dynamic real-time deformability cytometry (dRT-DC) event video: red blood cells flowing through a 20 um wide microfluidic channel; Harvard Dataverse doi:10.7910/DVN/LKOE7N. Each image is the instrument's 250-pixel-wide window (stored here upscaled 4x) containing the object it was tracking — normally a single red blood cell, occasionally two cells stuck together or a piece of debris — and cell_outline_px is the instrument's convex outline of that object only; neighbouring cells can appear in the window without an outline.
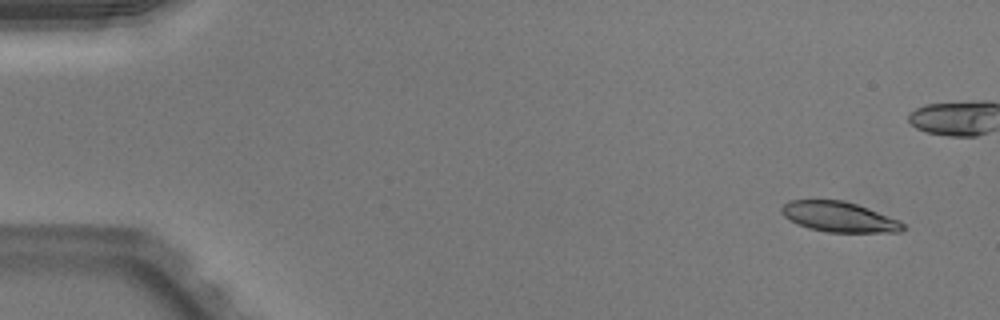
{"species": "Egyptian fruit bat (a non-hibernating species)", "species_latin": "Rousettus aegyptiacus", "temperature_condition": "warm", "stored_images_in_passage": 50, "camera_frame_rate_fps": 3000, "um_per_image_px": 0.085, "animal": {"sex": "male"}, "frame": {"image": 1, "passage_image": 1, "time_ms": 0.0, "image_size_px": [1000, 320], "cell_outline_px": [[908, 228], [900, 232], [824, 232], [808, 228], [796, 224], [784, 216], [780, 212], [780, 208], [788, 200], [844, 200], [868, 208], [900, 220]], "centroid_in_image_um": [71.32, 18.44], "position_along_channel_um": 13.7, "area_um2": 21.62}}
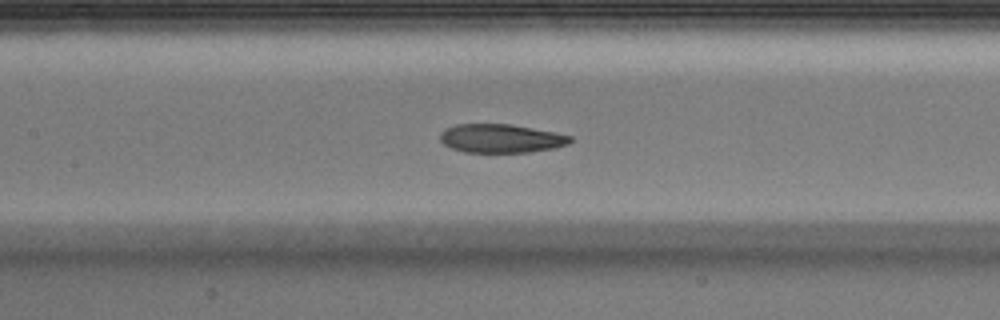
{"frame": {"image": 2, "passage_image": 22, "time_ms": 7.0, "image_size_px": [1000, 320], "cell_outline_px": [[572, 140], [568, 144], [556, 148], [528, 152], [464, 152], [452, 148], [444, 144], [440, 140], [440, 132], [444, 128], [456, 124], [512, 124], [556, 132], [572, 136]], "centroid_in_image_um": [42.59, 11.76], "position_along_channel_um": 164.8, "area_um2": 21.91}}
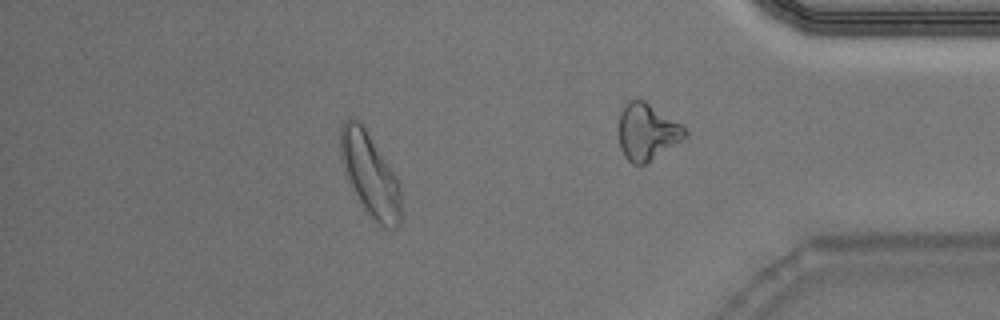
{"frame": {"image": 3, "passage_image": 43, "time_ms": 14.0, "image_size_px": [1000, 320], "cell_outline_px": [[404, 216], [400, 224], [396, 228], [384, 228], [372, 220], [364, 208], [352, 188], [340, 156], [340, 128], [344, 120], [360, 120], [364, 124], [396, 176], [400, 184]], "centroid_in_image_um": [31.51, 14.89], "position_along_channel_um": 403.7, "area_um2": 29.88}, "authors_computed_cell_mechanics": {"area_um2": 23.0044, "velocity_mm_per_s": 3.978, "shape_relaxation_time_tau1_ms": 7.5148, "shape_relaxation_time_tau2_ms": 2.7469, "deformation_change_tau1": 0.2075, "deformation_change_tau2": 0.0838}}